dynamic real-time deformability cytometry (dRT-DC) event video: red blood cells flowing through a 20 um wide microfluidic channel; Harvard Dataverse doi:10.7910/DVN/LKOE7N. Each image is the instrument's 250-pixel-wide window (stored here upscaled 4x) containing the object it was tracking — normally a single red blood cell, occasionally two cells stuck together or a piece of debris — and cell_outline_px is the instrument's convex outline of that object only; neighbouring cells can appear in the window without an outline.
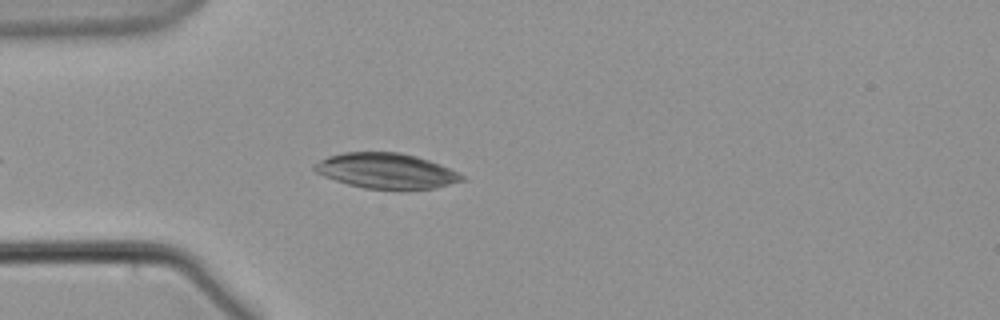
{"species": "common noctule bat (a hibernating species)", "species_latin": "Nyctalus noctula", "temperature_condition": "warm", "stored_images_in_passage": 44, "camera_frame_rate_fps": 3000, "um_per_image_px": 0.085, "animal": {"sex": "male", "body_mass_g": 21.5, "forearm_length_mm": 52.0}, "frame": {"image": 1, "passage_image": 6, "time_ms": 1.667, "image_size_px": [1000, 320], "cell_outline_px": [[468, 180], [436, 188], [364, 188], [348, 184], [324, 176], [316, 172], [312, 168], [312, 164], [328, 156], [344, 152], [400, 152], [416, 156], [440, 164], [464, 176]], "centroid_in_image_um": [32.82, 14.51], "position_along_channel_um": 52.2, "area_um2": 30.06}}
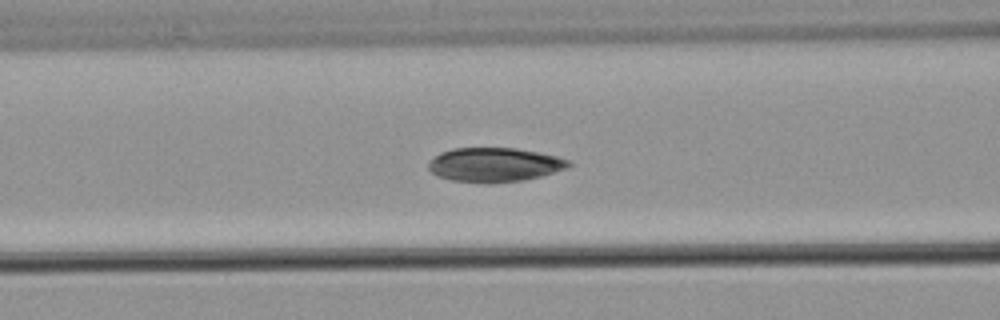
{"frame": {"image": 2, "passage_image": 13, "time_ms": 4.0, "image_size_px": [1000, 320], "cell_outline_px": [[572, 164], [568, 168], [540, 176], [524, 180], [488, 184], [484, 184], [452, 180], [436, 176], [428, 168], [428, 164], [440, 152], [452, 148], [516, 148], [556, 156], [572, 160]], "centroid_in_image_um": [42.04, 14.01], "position_along_channel_um": 124.6, "area_um2": 28.09}}
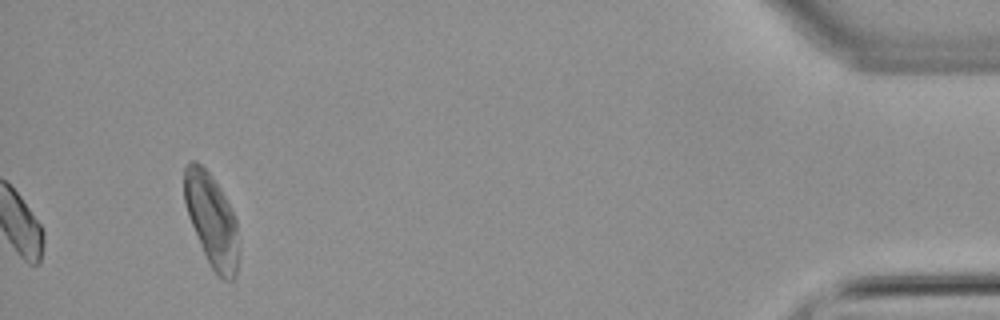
{"frame": {"image": 3, "passage_image": 44, "time_ms": 14.333, "image_size_px": [1000, 320], "cell_outline_px": [[236, 276], [232, 280], [224, 280], [212, 268], [200, 244], [192, 224], [184, 200], [184, 168], [188, 160], [196, 160], [212, 176], [220, 188], [236, 220]], "centroid_in_image_um": [17.95, 18.64], "position_along_channel_um": 417.3, "area_um2": 28.44}}